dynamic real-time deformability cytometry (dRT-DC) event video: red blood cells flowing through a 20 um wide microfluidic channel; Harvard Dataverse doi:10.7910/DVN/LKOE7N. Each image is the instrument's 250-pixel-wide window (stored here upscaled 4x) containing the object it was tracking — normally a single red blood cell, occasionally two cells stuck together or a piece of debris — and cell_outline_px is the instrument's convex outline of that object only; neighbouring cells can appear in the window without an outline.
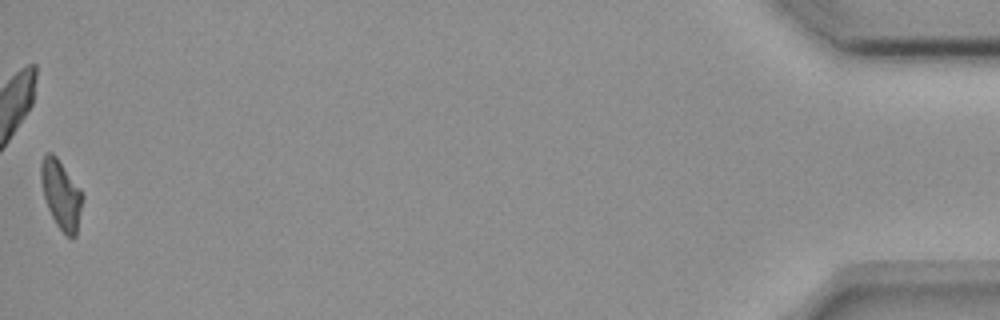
{"species": "common noctule bat (a hibernating species)", "species_latin": "Nyctalus noctula", "temperature_condition": "room temperature", "stored_images_in_passage": 54, "camera_frame_rate_fps": 3000, "um_per_image_px": 0.085, "animal": {"sex": "female", "body_mass_g": 18.4}, "frame": {"image": 1, "passage_image": 54, "time_ms": 17.667, "image_size_px": [1000, 320], "cell_outline_px": [[84, 196], [76, 236], [72, 240], [56, 224], [48, 208], [44, 196], [40, 180], [40, 164], [44, 156], [48, 152], [52, 152], [56, 156], [80, 188]], "centroid_in_image_um": [5.2, 16.54], "position_along_channel_um": 430.0, "area_um2": 16.65}}